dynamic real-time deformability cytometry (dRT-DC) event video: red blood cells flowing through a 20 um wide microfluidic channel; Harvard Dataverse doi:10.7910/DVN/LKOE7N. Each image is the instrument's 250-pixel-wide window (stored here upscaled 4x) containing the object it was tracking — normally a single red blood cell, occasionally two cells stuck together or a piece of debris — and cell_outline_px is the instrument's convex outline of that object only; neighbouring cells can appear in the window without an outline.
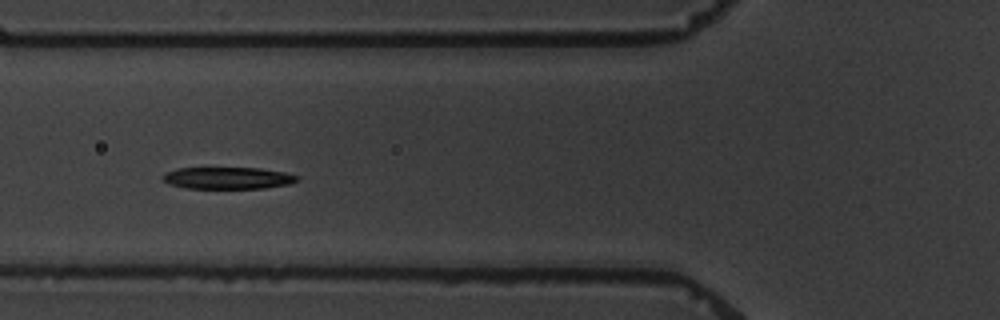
{"species": "common noctule bat (a hibernating species)", "species_latin": "Nyctalus noctula", "temperature_condition": "warm", "stored_images_in_passage": 6, "camera_frame_rate_fps": 3000, "um_per_image_px": 0.085, "animal": {"sex": "male", "body_mass_g": 19.5, "forearm_length_mm": 54.6}, "frame": {"image": 1, "passage_image": 5, "time_ms": 4.667, "image_size_px": [1000, 320], "cell_outline_px": [[300, 180], [288, 184], [264, 188], [184, 188], [168, 184], [164, 180], [164, 176], [168, 172], [176, 168], [260, 168], [284, 172], [300, 176]], "centroid_in_image_um": [19.41, 15.13], "position_along_channel_um": 106.4, "area_um2": 17.05}}
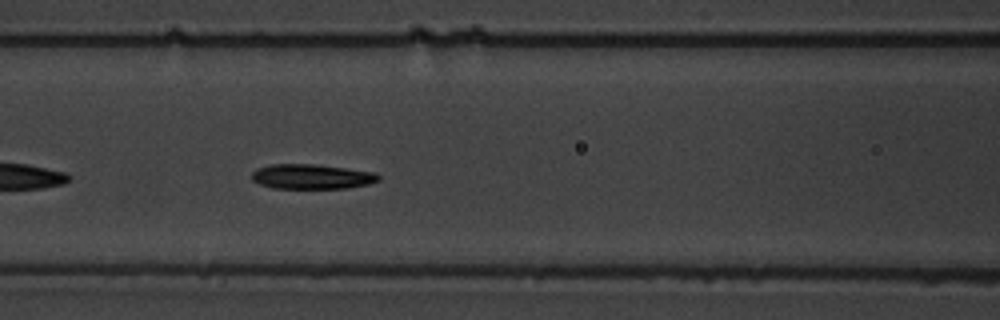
{"frame": {"image": 2, "passage_image": 6, "time_ms": 5.667, "image_size_px": [1000, 320], "cell_outline_px": [[380, 180], [368, 184], [348, 188], [272, 188], [260, 184], [252, 180], [252, 172], [256, 168], [272, 164], [316, 164], [376, 172], [380, 176]], "centroid_in_image_um": [26.5, 15.0], "position_along_channel_um": 140.1, "area_um2": 18.44}}